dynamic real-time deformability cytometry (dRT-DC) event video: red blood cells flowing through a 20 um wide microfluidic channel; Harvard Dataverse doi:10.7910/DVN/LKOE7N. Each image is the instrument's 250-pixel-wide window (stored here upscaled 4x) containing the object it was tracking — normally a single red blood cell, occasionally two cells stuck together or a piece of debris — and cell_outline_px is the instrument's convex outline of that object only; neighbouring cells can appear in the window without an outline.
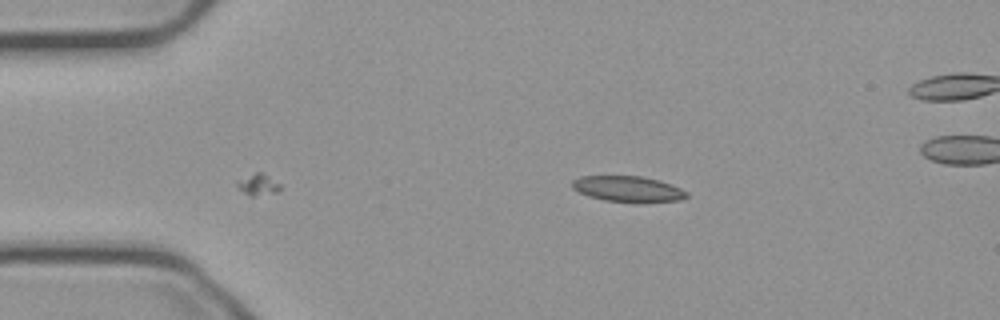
{"species": "common noctule bat (a hibernating species)", "species_latin": "Nyctalus noctula", "temperature_condition": "cold", "stored_images_in_passage": 13, "camera_frame_rate_fps": 3000, "um_per_image_px": 0.085, "animal": {"sex": "male", "body_mass_g": 23.1, "forearm_length_mm": 52.7}, "frame": {"image": 1, "passage_image": 13, "time_ms": 4.0, "image_size_px": [1000, 320], "cell_outline_px": [[688, 196], [680, 200], [604, 200], [588, 196], [572, 188], [572, 180], [580, 176], [640, 176], [656, 180], [680, 188], [688, 192]], "centroid_in_image_um": [53.3, 16.02], "position_along_channel_um": 31.7, "area_um2": 16.3}}